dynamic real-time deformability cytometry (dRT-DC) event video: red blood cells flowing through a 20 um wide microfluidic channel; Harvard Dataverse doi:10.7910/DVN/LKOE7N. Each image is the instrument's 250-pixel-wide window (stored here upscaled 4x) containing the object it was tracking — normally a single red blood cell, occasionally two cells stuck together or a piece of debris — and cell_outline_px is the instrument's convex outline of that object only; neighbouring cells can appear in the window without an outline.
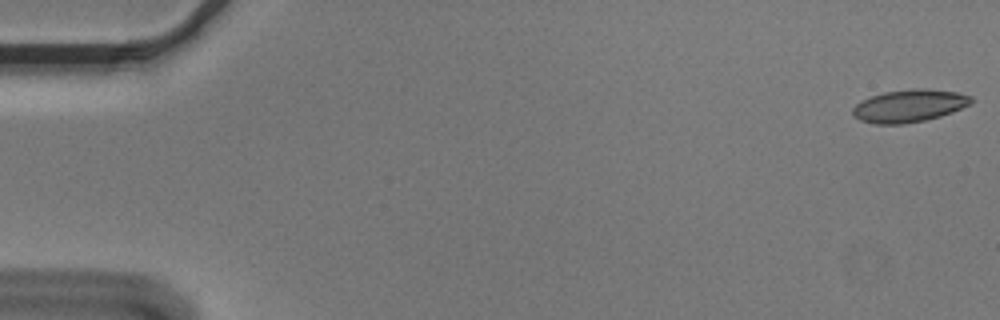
{"species": "Egyptian fruit bat (a non-hibernating species)", "species_latin": "Rousettus aegyptiacus", "temperature_condition": "cold", "stored_images_in_passage": 55, "camera_frame_rate_fps": 3000, "um_per_image_px": 0.085, "animal": {"sex": "male"}, "frame": {"image": 1, "passage_image": 1, "time_ms": 0.0, "image_size_px": [1000, 320], "cell_outline_px": [[976, 100], [972, 104], [952, 112], [940, 116], [924, 120], [904, 124], [872, 124], [860, 120], [852, 116], [852, 108], [860, 100], [884, 92], [912, 88], [924, 88], [956, 92], [972, 96]], "centroid_in_image_um": [77.29, 8.99], "position_along_channel_um": 7.7, "area_um2": 22.77}}
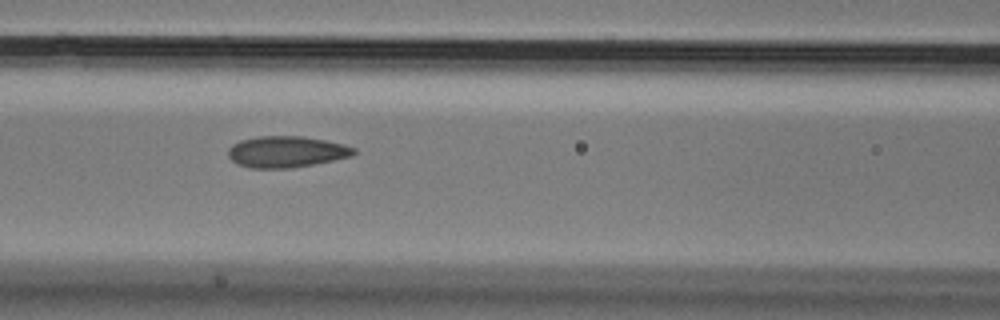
{"frame": {"image": 2, "passage_image": 24, "time_ms": 7.667, "image_size_px": [1000, 320], "cell_outline_px": [[356, 152], [352, 156], [316, 164], [292, 168], [248, 168], [236, 164], [228, 156], [228, 148], [232, 144], [240, 140], [256, 136], [304, 136], [344, 144], [356, 148]], "centroid_in_image_um": [24.33, 12.9], "position_along_channel_um": 142.3, "area_um2": 23.24}}
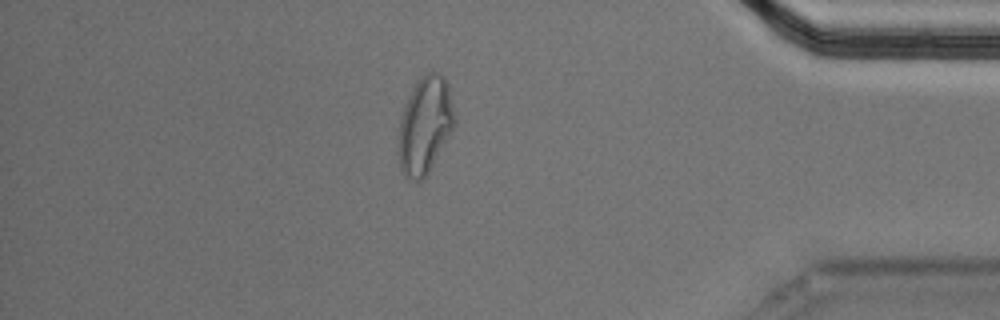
{"frame": {"image": 3, "passage_image": 48, "time_ms": 15.667, "image_size_px": [1000, 320], "cell_outline_px": [[456, 116], [452, 128], [428, 172], [420, 180], [412, 180], [404, 176], [400, 168], [396, 148], [400, 116], [416, 84], [428, 72], [440, 72], [444, 76], [448, 84]], "centroid_in_image_um": [36.09, 10.66], "position_along_channel_um": 399.1, "area_um2": 31.33}, "authors_computed_cell_mechanics": {"area_um2": 22.9466, "velocity_mm_per_s": 3.619, "shape_relaxation_time_tau1_ms": 8.7905, "shape_relaxation_time_tau2_ms": 1.4842, "deformation_change_tau1": 0.1949, "deformation_change_tau2": 0.0691}}